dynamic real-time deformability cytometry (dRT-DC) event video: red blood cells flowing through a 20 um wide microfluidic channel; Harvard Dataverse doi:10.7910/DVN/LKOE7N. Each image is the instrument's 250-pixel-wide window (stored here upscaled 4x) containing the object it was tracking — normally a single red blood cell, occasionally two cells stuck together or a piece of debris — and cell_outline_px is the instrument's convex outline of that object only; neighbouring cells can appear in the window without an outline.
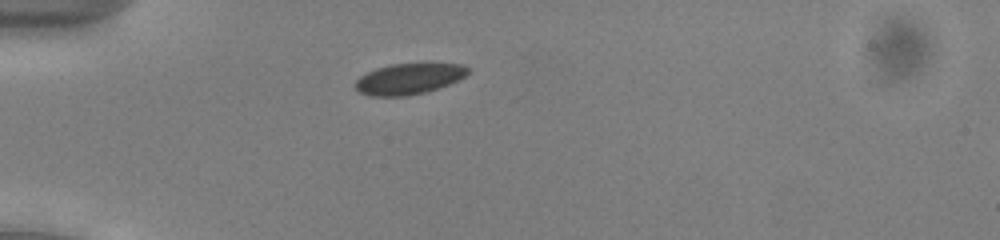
{"species": "common noctule bat (a hibernating species)", "species_latin": "Nyctalus noctula", "temperature_condition": "cold", "stored_images_in_passage": 46, "camera_frame_rate_fps": 3000, "um_per_image_px": 0.085, "animal": {"sex": "male", "body_mass_g": 13.0, "forearm_length_mm": 53.1}, "frame": {"image": 1, "passage_image": 8, "time_ms": 2.333, "image_size_px": [1000, 240], "cell_outline_px": [[468, 72], [464, 76], [448, 84], [424, 92], [408, 96], [368, 96], [360, 92], [352, 84], [360, 76], [376, 68], [392, 64], [428, 60], [460, 64], [468, 68]], "centroid_in_image_um": [34.75, 6.64], "position_along_channel_um": 50.3, "area_um2": 20.92}}
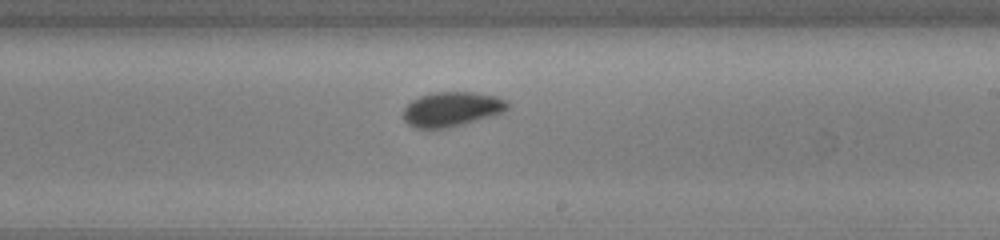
{"frame": {"image": 2, "passage_image": 25, "time_ms": 8.0, "image_size_px": [1000, 240], "cell_outline_px": [[508, 108], [504, 112], [464, 124], [448, 128], [412, 128], [404, 120], [404, 108], [412, 100], [420, 96], [436, 92], [472, 92], [496, 96], [508, 100]], "centroid_in_image_um": [38.4, 9.28], "position_along_channel_um": 250.6, "area_um2": 21.04}}
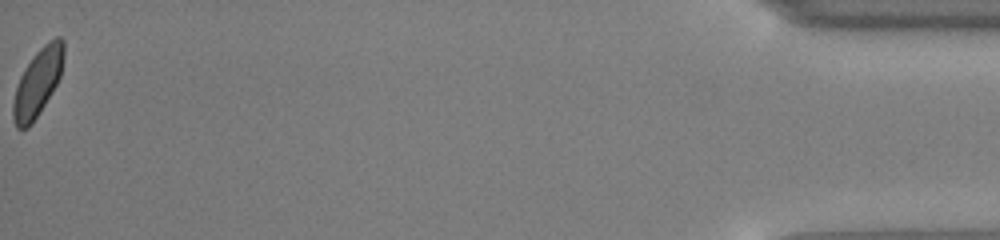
{"frame": {"image": 3, "passage_image": 46, "time_ms": 15.0, "image_size_px": [1000, 240], "cell_outline_px": [[64, 56], [60, 76], [56, 84], [32, 124], [28, 128], [16, 128], [12, 116], [12, 104], [16, 88], [20, 76], [24, 68], [32, 56], [44, 44], [56, 36], [60, 36], [64, 40]], "centroid_in_image_um": [3.19, 6.99], "position_along_channel_um": 432.0, "area_um2": 19.77}, "authors_computed_cell_mechanics": {"area_um2": 20.5768, "velocity_mm_per_s": 3.8998, "shape_relaxation_time_tau1_ms": 4.2887, "shape_relaxation_time_tau2_ms": 1.0598, "deformation_change_tau1": 0.0663, "deformation_change_tau2": 0.0303}}